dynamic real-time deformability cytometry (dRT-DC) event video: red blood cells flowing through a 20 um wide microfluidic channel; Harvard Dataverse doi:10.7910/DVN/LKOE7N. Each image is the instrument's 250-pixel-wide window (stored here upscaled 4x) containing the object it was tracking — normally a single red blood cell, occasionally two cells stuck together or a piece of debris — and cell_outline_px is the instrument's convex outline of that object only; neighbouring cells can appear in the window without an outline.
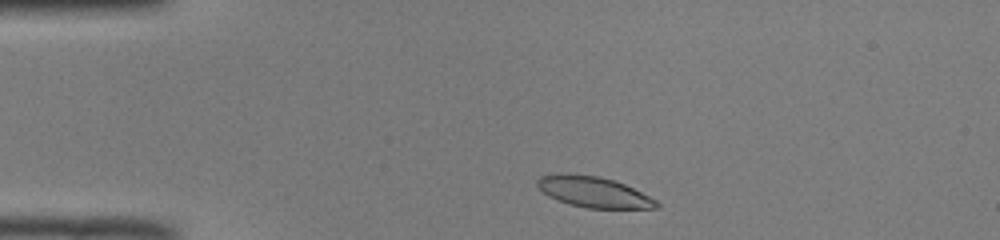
{"species": "common noctule bat (a hibernating species)", "species_latin": "Nyctalus noctula", "temperature_condition": "room temperature", "stored_images_in_passage": 43, "camera_frame_rate_fps": 3000, "um_per_image_px": 0.085, "animal": {"sex": "male", "body_mass_g": 19.0, "forearm_length_mm": 50.8}, "frame": {"image": 1, "passage_image": 3, "time_ms": 0.667, "image_size_px": [1000, 240], "cell_outline_px": [[660, 208], [588, 208], [572, 204], [548, 196], [536, 184], [536, 180], [540, 176], [560, 172], [600, 176], [624, 184], [656, 200], [660, 204]], "centroid_in_image_um": [50.44, 16.3], "position_along_channel_um": 34.6, "area_um2": 21.15}}
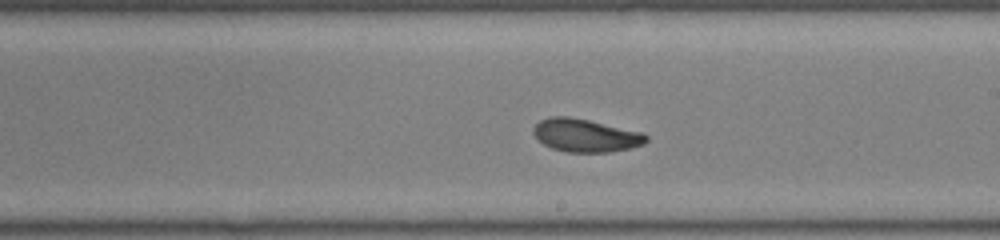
{"frame": {"image": 2, "passage_image": 22, "time_ms": 7.0, "image_size_px": [1000, 240], "cell_outline_px": [[648, 140], [644, 144], [632, 148], [608, 152], [564, 152], [552, 148], [544, 144], [532, 132], [532, 128], [540, 120], [552, 116], [568, 116], [588, 120], [644, 132], [648, 136]], "centroid_in_image_um": [49.8, 11.51], "position_along_channel_um": 239.2, "area_um2": 21.79}}
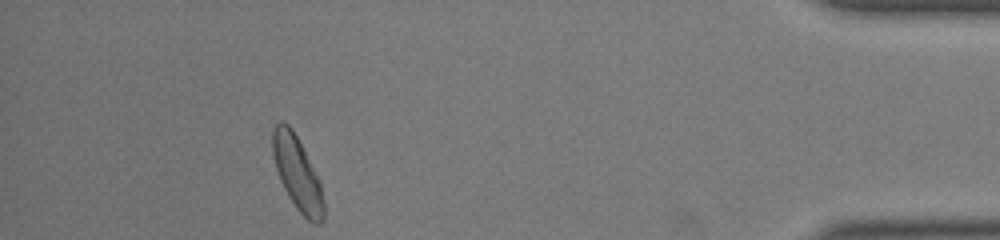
{"frame": {"image": 3, "passage_image": 39, "time_ms": 12.667, "image_size_px": [1000, 240], "cell_outline_px": [[324, 220], [320, 224], [312, 224], [296, 208], [288, 196], [280, 180], [272, 156], [272, 128], [280, 120], [284, 120], [292, 128], [320, 180], [324, 200]], "centroid_in_image_um": [25.27, 14.74], "position_along_channel_um": 409.9, "area_um2": 22.14}, "authors_computed_cell_mechanics": {"area_um2": 21.5594, "velocity_mm_per_s": 3.9539, "shape_relaxation_time_tau1_ms": 3.2826, "shape_relaxation_time_tau2_ms": 2.9011, "deformation_change_tau1": 0.1192, "deformation_change_tau2": 0.0772}}